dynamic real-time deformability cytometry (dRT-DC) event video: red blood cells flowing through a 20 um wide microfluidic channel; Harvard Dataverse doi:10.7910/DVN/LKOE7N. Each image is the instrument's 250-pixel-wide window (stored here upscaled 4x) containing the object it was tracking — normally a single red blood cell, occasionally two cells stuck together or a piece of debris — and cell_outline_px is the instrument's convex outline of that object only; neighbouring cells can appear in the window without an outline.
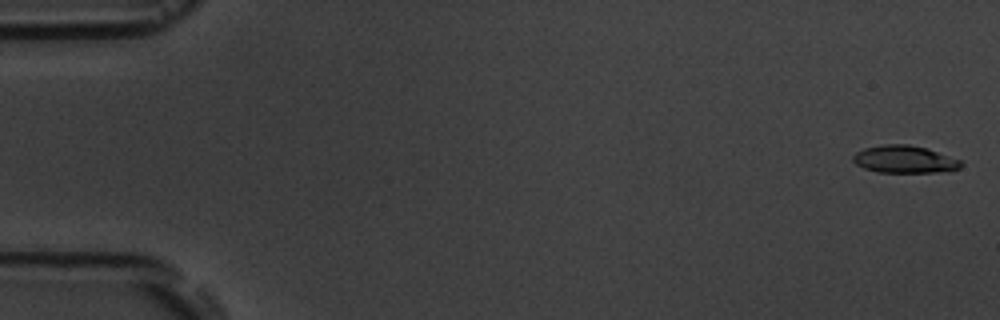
{"species": "common noctule bat (a hibernating species)", "species_latin": "Nyctalus noctula", "temperature_condition": "room temperature", "stored_images_in_passage": 4, "camera_frame_rate_fps": 3000, "um_per_image_px": 0.085, "animal": {"sex": "male", "body_mass_g": 19.5, "forearm_length_mm": 54.6}, "frame": {"image": 1, "passage_image": 1, "time_ms": 0.0, "image_size_px": [1000, 320], "cell_outline_px": [[964, 164], [960, 168], [936, 172], [880, 172], [864, 168], [856, 164], [852, 160], [852, 156], [856, 152], [864, 148], [884, 144], [908, 144], [928, 148], [960, 160]], "centroid_in_image_um": [76.87, 13.53], "position_along_channel_um": 8.1, "area_um2": 17.22}}